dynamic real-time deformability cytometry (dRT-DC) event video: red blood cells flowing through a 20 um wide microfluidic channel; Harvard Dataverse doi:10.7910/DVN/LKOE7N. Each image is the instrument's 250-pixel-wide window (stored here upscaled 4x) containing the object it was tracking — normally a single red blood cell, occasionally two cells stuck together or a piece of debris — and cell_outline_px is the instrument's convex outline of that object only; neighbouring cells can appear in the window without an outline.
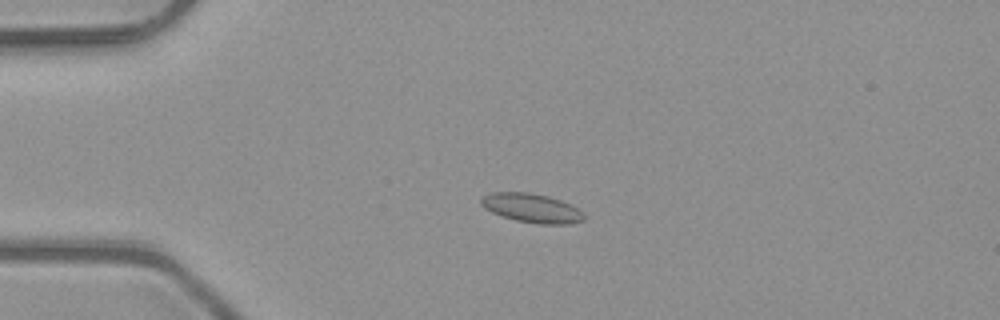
{"species": "common noctule bat (a hibernating species)", "species_latin": "Nyctalus noctula", "temperature_condition": "room temperature", "stored_images_in_passage": 4, "camera_frame_rate_fps": 3000, "um_per_image_px": 0.085, "animal": {"sex": "male", "body_mass_g": 23.1, "forearm_length_mm": 52.7}, "frame": {"image": 1, "passage_image": 3, "time_ms": 0.667, "image_size_px": [1000, 320], "cell_outline_px": [[588, 216], [584, 220], [572, 224], [540, 224], [516, 220], [500, 216], [484, 208], [480, 204], [480, 196], [492, 192], [528, 192], [548, 196], [572, 204], [584, 212]], "centroid_in_image_um": [45.22, 17.68], "position_along_channel_um": 39.8, "area_um2": 17.8}}